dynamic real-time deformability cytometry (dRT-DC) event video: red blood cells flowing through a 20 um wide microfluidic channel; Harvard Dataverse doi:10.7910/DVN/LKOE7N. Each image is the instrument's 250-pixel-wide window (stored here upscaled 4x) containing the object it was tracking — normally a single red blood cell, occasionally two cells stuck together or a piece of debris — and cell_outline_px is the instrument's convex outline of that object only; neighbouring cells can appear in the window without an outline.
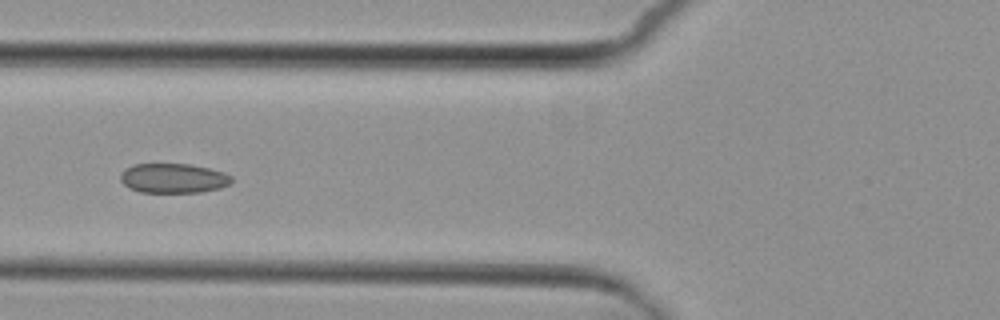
{"species": "common noctule bat (a hibernating species)", "species_latin": "Nyctalus noctula", "temperature_condition": "cold", "stored_images_in_passage": 4, "camera_frame_rate_fps": 3000, "um_per_image_px": 0.085, "animal": {"sex": "female", "body_mass_g": 29.2, "forearm_length_mm": 56.3}, "frame": {"image": 1, "passage_image": 3, "time_ms": 3.333, "image_size_px": [1000, 320], "cell_outline_px": [[232, 180], [228, 184], [220, 188], [200, 192], [140, 192], [124, 184], [120, 180], [120, 172], [124, 168], [132, 164], [192, 164], [224, 172], [232, 176]], "centroid_in_image_um": [14.71, 15.14], "position_along_channel_um": 111.1, "area_um2": 19.19}}
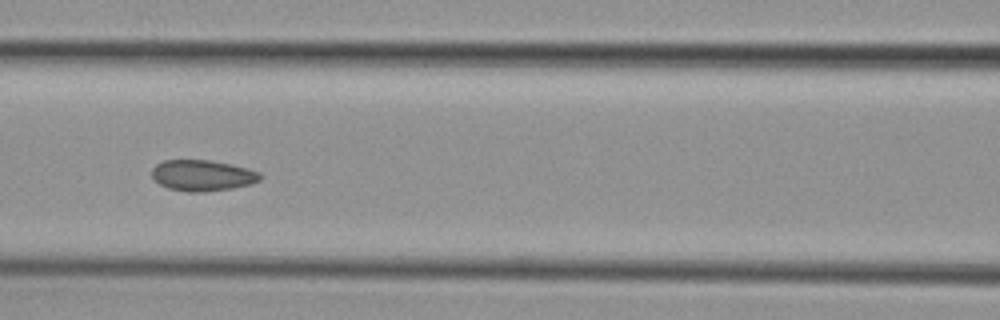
{"frame": {"image": 2, "passage_image": 4, "time_ms": 4.333, "image_size_px": [1000, 320], "cell_outline_px": [[264, 176], [260, 180], [252, 184], [232, 188], [204, 192], [188, 192], [168, 188], [152, 180], [152, 168], [156, 164], [164, 160], [208, 160], [232, 164], [260, 172]], "centroid_in_image_um": [17.21, 14.91], "position_along_channel_um": 149.4, "area_um2": 19.77}}